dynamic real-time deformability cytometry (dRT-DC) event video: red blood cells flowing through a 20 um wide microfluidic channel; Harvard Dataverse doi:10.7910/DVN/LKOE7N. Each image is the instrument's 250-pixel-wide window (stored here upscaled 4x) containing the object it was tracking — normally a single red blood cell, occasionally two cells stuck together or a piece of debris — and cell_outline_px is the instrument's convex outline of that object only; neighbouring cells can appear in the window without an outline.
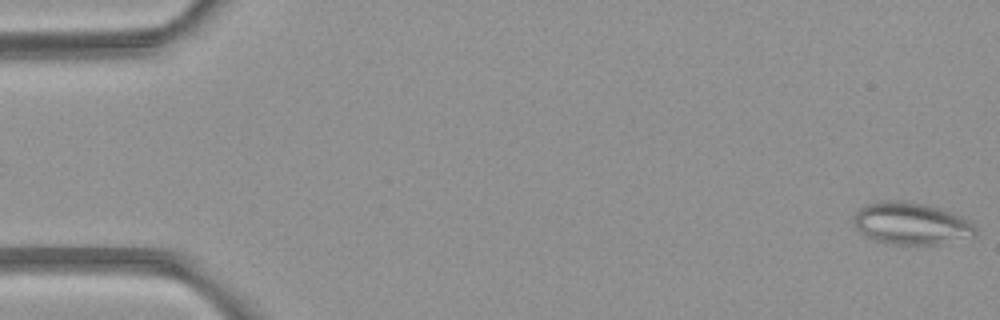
{"species": "common noctule bat (a hibernating species)", "species_latin": "Nyctalus noctula", "temperature_condition": "room temperature", "stored_images_in_passage": 4, "segment_of_instrument_passage": [2, 2], "camera_frame_rate_fps": 3000, "um_per_image_px": 0.085, "animal": {"sex": "female", "body_mass_g": 21.9}, "frame": {"image": 1, "passage_image": 4, "time_ms": 3.333, "image_size_px": [1000, 320], "cell_outline_px": [[976, 232], [972, 236], [936, 244], [896, 244], [872, 240], [864, 236], [856, 228], [852, 220], [852, 216], [860, 208], [868, 204], [880, 200], [904, 200], [924, 204], [948, 212], [968, 220], [976, 228]], "centroid_in_image_um": [77.35, 18.99], "position_along_channel_um": 7.7, "area_um2": 29.54}}